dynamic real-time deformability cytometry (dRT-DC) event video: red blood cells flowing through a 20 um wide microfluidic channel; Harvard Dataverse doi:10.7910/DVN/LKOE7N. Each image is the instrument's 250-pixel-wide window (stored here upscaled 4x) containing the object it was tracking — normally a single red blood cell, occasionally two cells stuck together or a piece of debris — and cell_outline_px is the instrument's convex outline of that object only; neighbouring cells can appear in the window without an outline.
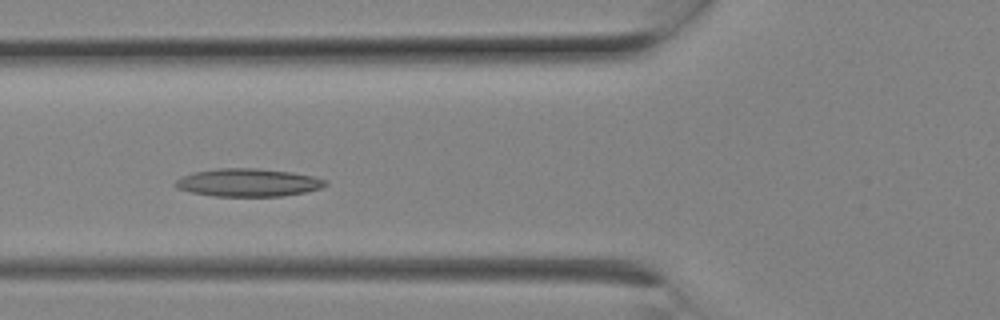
{"species": "Egyptian fruit bat (a non-hibernating species)", "species_latin": "Rousettus aegyptiacus", "temperature_condition": "room temperature", "stored_images_in_passage": 8, "camera_frame_rate_fps": 3000, "um_per_image_px": 0.085, "animal": {"sex": "female"}, "frame": {"image": 1, "passage_image": 7, "time_ms": 2.0, "image_size_px": [1000, 320], "cell_outline_px": [[328, 184], [320, 188], [304, 192], [280, 196], [212, 196], [192, 192], [176, 188], [172, 184], [180, 176], [192, 172], [216, 168], [256, 168], [292, 172], [312, 176], [328, 180]], "centroid_in_image_um": [21.04, 15.51], "position_along_channel_um": 104.8, "area_um2": 24.57}}
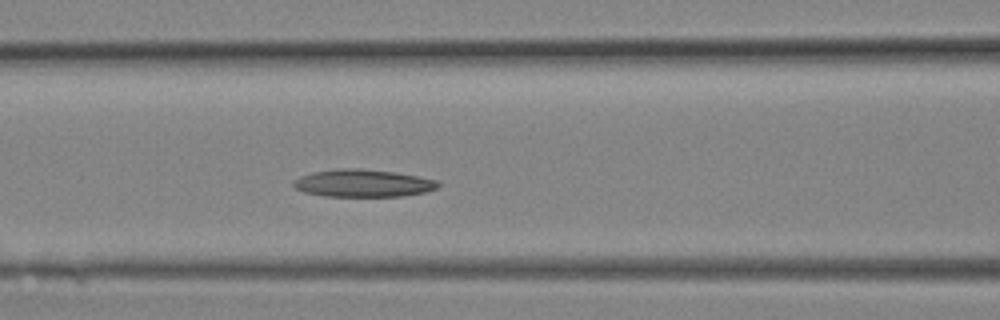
{"frame": {"image": 2, "passage_image": 8, "time_ms": 2.333, "image_size_px": [1000, 320], "cell_outline_px": [[440, 184], [436, 188], [428, 192], [404, 196], [324, 196], [304, 192], [296, 188], [292, 184], [300, 176], [312, 172], [336, 168], [360, 168], [396, 172], [436, 180]], "centroid_in_image_um": [30.86, 15.57], "position_along_channel_um": 135.7, "area_um2": 23.24}}